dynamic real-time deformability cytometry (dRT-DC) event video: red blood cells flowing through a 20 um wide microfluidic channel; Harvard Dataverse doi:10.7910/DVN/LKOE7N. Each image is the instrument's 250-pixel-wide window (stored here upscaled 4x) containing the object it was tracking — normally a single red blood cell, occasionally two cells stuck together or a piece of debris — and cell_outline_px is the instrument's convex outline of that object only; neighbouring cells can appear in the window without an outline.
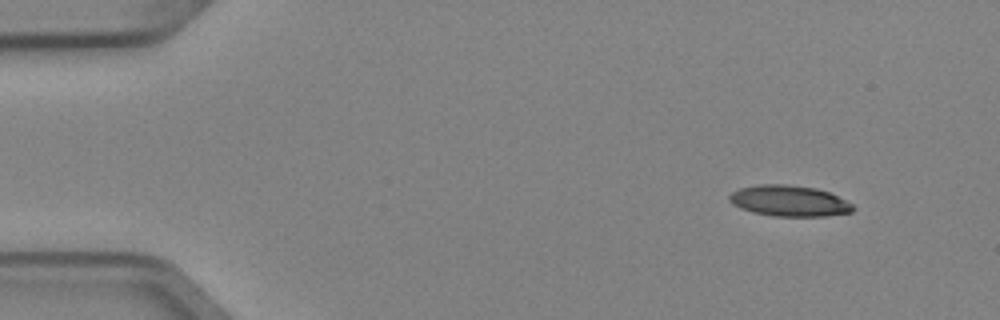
{"species": "Egyptian fruit bat (a non-hibernating species)", "species_latin": "Rousettus aegyptiacus", "temperature_condition": "cold", "stored_images_in_passage": 7, "camera_frame_rate_fps": 3000, "um_per_image_px": 0.085, "animal": {"sex": "female"}, "frame": {"image": 1, "passage_image": 1, "time_ms": 0.0, "image_size_px": [1000, 320], "cell_outline_px": [[856, 208], [852, 212], [824, 216], [772, 216], [752, 212], [740, 208], [732, 204], [728, 200], [728, 196], [732, 192], [740, 188], [760, 184], [788, 184], [816, 188], [828, 192], [852, 204]], "centroid_in_image_um": [67.05, 17.07], "position_along_channel_um": 18.0, "area_um2": 22.31}}
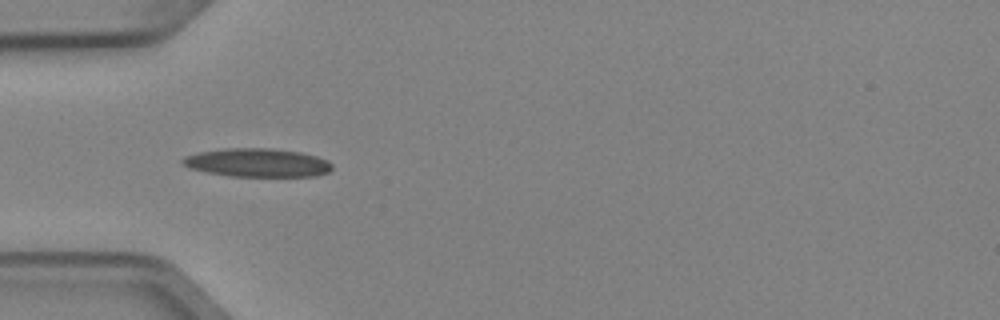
{"frame": {"image": 2, "passage_image": 4, "time_ms": 1.0, "image_size_px": [1000, 320], "cell_outline_px": [[332, 168], [328, 172], [316, 176], [228, 176], [188, 168], [180, 160], [184, 156], [200, 152], [224, 148], [272, 148], [300, 152], [316, 156], [328, 160], [332, 164]], "centroid_in_image_um": [21.87, 13.82], "position_along_channel_um": 63.1, "area_um2": 24.85}}
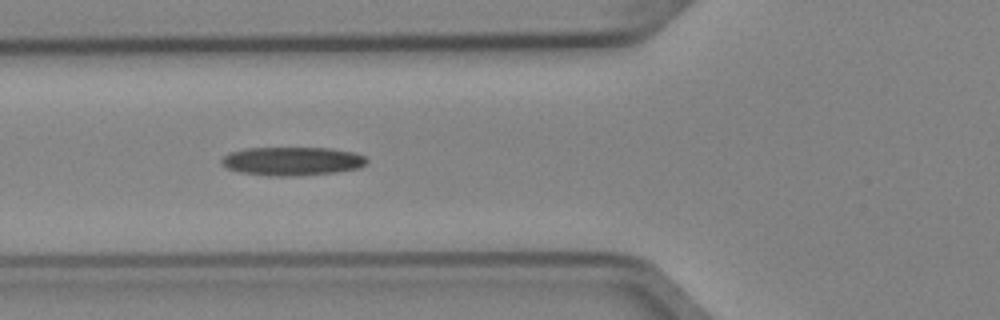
{"frame": {"image": 3, "passage_image": 5, "time_ms": 1.333, "image_size_px": [1000, 320], "cell_outline_px": [[368, 164], [360, 168], [336, 172], [296, 176], [268, 176], [240, 172], [228, 168], [220, 164], [220, 160], [224, 156], [232, 152], [244, 148], [332, 148], [356, 152], [364, 156], [368, 160]], "centroid_in_image_um": [24.87, 13.7], "position_along_channel_um": 100.9, "area_um2": 24.45}}